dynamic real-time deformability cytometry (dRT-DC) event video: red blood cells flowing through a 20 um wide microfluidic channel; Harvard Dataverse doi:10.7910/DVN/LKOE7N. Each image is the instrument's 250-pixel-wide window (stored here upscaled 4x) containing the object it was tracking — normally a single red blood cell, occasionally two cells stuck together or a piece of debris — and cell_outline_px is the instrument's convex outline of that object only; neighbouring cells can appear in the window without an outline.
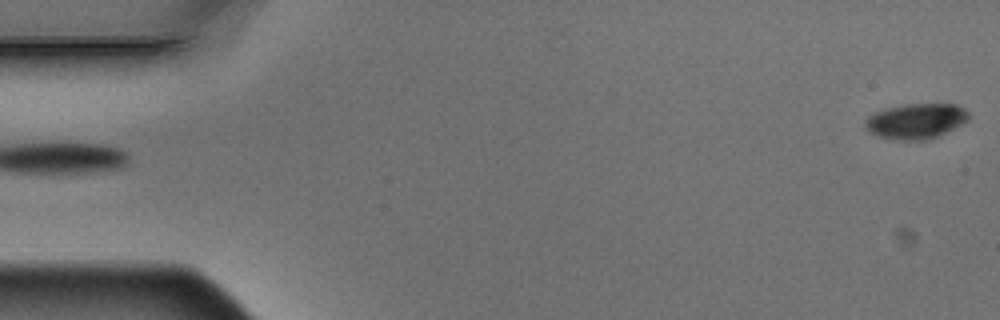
{"species": "Egyptian fruit bat (a non-hibernating species)", "species_latin": "Rousettus aegyptiacus", "temperature_condition": "warm", "stored_images_in_passage": 4, "segment_of_instrument_passage": [2, 2], "camera_frame_rate_fps": 3000, "um_per_image_px": 0.085, "animal": {"sex": "male"}, "frame": {"image": 1, "passage_image": 4, "time_ms": 1.0, "image_size_px": [1000, 320], "cell_outline_px": [[972, 116], [968, 120], [928, 140], [900, 140], [880, 136], [872, 132], [864, 124], [864, 120], [868, 116], [876, 112], [888, 108], [904, 104], [956, 104], [964, 108]], "centroid_in_image_um": [77.88, 10.27], "position_along_channel_um": 7.1, "area_um2": 20.92}}